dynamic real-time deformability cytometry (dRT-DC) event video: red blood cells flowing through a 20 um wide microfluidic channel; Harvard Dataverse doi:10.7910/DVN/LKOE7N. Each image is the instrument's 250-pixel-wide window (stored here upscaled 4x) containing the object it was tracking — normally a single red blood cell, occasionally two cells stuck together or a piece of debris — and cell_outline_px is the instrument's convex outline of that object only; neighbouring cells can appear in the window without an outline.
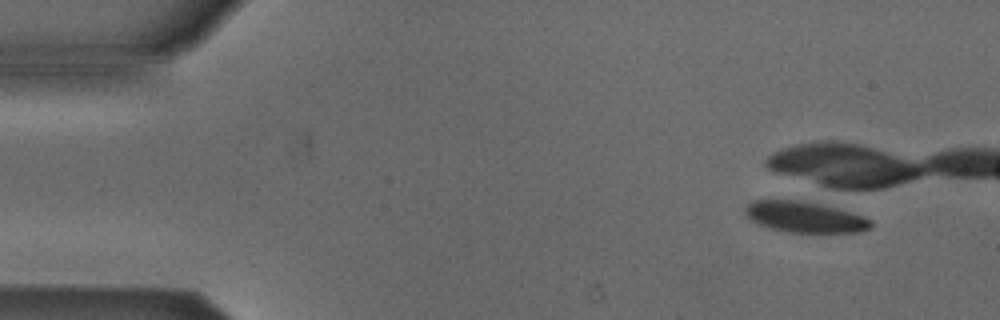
{"species": "Egyptian fruit bat (a non-hibernating species)", "species_latin": "Rousettus aegyptiacus", "temperature_condition": "cold", "stored_images_in_passage": 1, "camera_frame_rate_fps": 3000, "um_per_image_px": 0.085, "animal": {"sex": "male"}, "frame": {"image": 1, "passage_image": 1, "time_ms": 0.0, "image_size_px": [1000, 320], "cell_outline_px": [[872, 228], [860, 232], [788, 232], [772, 228], [760, 224], [752, 220], [744, 212], [744, 208], [752, 200], [796, 200], [828, 204], [864, 216], [872, 224]], "centroid_in_image_um": [68.44, 18.43], "position_along_channel_um": 16.6, "area_um2": 22.72}}